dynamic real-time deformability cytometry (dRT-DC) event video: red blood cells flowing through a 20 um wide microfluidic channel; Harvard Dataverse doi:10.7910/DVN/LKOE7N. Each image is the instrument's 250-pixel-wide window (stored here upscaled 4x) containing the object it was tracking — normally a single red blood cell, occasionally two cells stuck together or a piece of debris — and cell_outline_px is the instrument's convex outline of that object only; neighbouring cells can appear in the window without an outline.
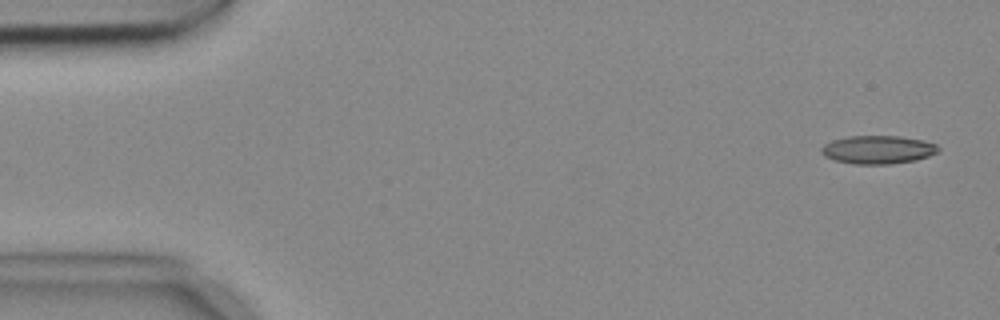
{"species": "common noctule bat (a hibernating species)", "species_latin": "Nyctalus noctula", "temperature_condition": "cold", "stored_images_in_passage": 4, "camera_frame_rate_fps": 3000, "um_per_image_px": 0.085, "animal": {"sex": "female", "body_mass_g": 18.4}, "frame": {"image": 1, "passage_image": 1, "time_ms": 0.0, "image_size_px": [1000, 320], "cell_outline_px": [[940, 148], [936, 152], [928, 156], [916, 160], [892, 164], [852, 164], [832, 160], [824, 156], [820, 152], [820, 148], [824, 144], [832, 140], [848, 136], [900, 136], [920, 140], [936, 144]], "centroid_in_image_um": [74.56, 12.73], "position_along_channel_um": 10.4, "area_um2": 19.36}}